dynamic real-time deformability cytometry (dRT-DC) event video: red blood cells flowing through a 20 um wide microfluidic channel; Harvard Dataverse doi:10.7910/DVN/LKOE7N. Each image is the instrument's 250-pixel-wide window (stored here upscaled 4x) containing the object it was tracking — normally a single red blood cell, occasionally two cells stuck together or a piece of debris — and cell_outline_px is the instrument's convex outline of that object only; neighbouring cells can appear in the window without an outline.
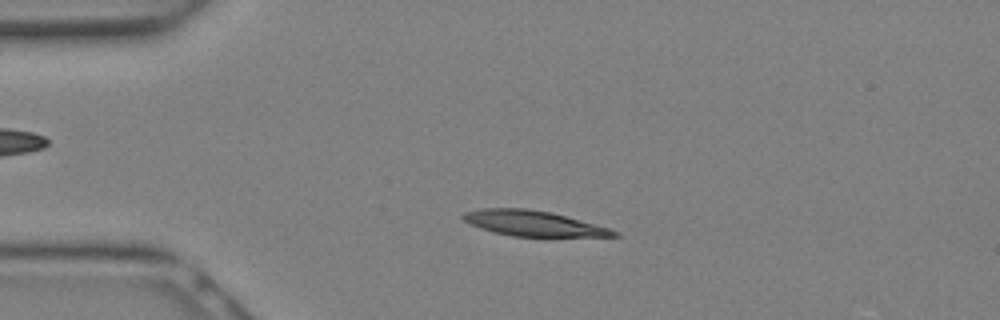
{"species": "Egyptian fruit bat (a non-hibernating species)", "species_latin": "Rousettus aegyptiacus", "temperature_condition": "warm", "stored_images_in_passage": 15, "camera_frame_rate_fps": 3000, "um_per_image_px": 0.085, "animal": {"sex": "female"}, "frame": {"image": 1, "passage_image": 1, "time_ms": 0.0, "image_size_px": [1000, 320], "cell_outline_px": [[620, 236], [512, 236], [492, 232], [480, 228], [464, 220], [460, 216], [464, 212], [480, 208], [528, 208], [552, 212], [608, 228], [620, 232]], "centroid_in_image_um": [45.28, 18.97], "position_along_channel_um": 39.7, "area_um2": 22.14}}
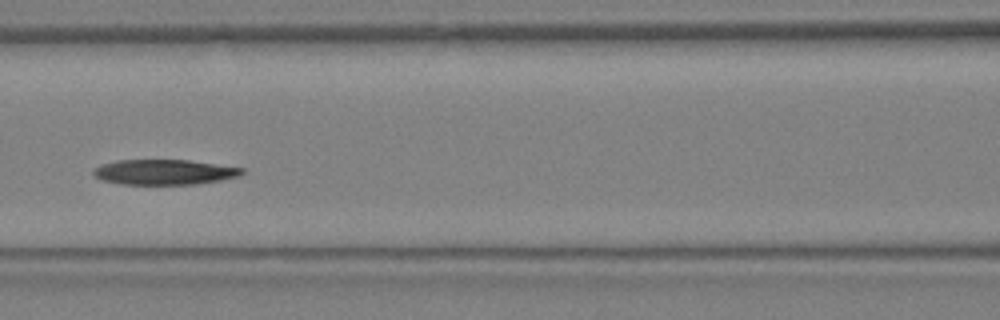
{"frame": {"image": 2, "passage_image": 7, "time_ms": 2.0, "image_size_px": [1000, 320], "cell_outline_px": [[244, 172], [240, 176], [220, 180], [196, 184], [124, 184], [100, 180], [92, 172], [100, 164], [116, 160], [188, 160], [244, 168]], "centroid_in_image_um": [13.96, 14.62], "position_along_channel_um": 152.6, "area_um2": 21.73}}
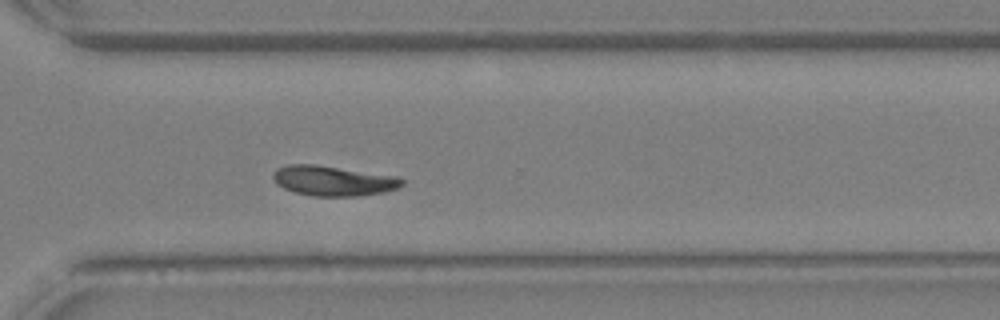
{"frame": {"image": 3, "passage_image": 15, "time_ms": 4.667, "image_size_px": [1000, 320], "cell_outline_px": [[404, 184], [400, 188], [384, 192], [356, 196], [312, 196], [296, 192], [284, 188], [276, 184], [272, 176], [272, 172], [276, 168], [288, 164], [316, 164], [396, 176], [404, 180]], "centroid_in_image_um": [28.31, 15.36], "position_along_channel_um": 342.3, "area_um2": 22.72}}